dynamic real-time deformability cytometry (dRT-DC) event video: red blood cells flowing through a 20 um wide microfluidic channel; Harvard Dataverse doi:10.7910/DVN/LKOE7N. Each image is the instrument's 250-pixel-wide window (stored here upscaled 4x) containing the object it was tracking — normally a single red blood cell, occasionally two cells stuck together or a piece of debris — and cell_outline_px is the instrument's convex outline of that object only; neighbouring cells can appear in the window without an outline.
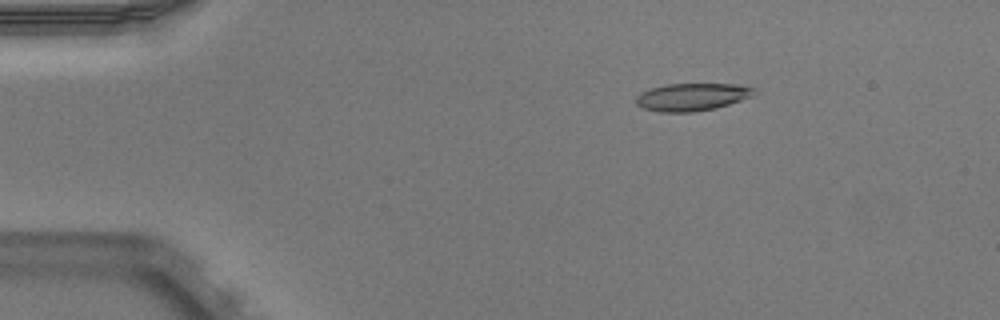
{"species": "Egyptian fruit bat (a non-hibernating species)", "species_latin": "Rousettus aegyptiacus", "temperature_condition": "warm", "stored_images_in_passage": 45, "camera_frame_rate_fps": 3000, "um_per_image_px": 0.085, "animal": {"sex": "male"}, "frame": {"image": 1, "passage_image": 2, "time_ms": 0.333, "image_size_px": [1000, 320], "cell_outline_px": [[756, 88], [752, 96], [716, 108], [692, 112], [660, 112], [640, 108], [636, 104], [636, 96], [640, 92], [652, 88], [668, 84], [736, 84]], "centroid_in_image_um": [58.78, 8.24], "position_along_channel_um": 26.2, "area_um2": 18.96}}
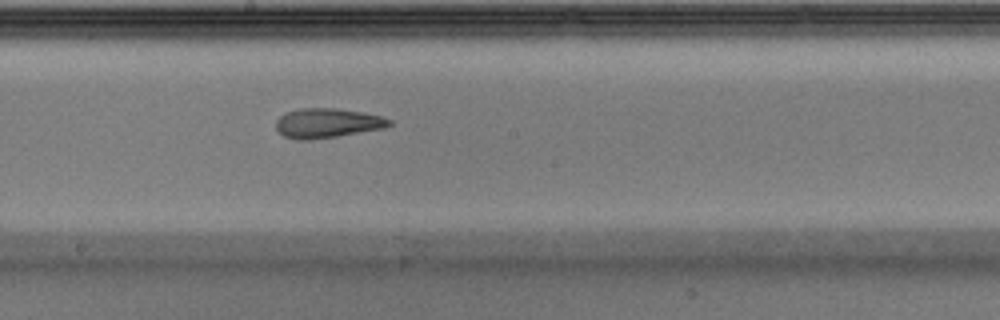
{"frame": {"image": 2, "passage_image": 22, "time_ms": 7.0, "image_size_px": [1000, 320], "cell_outline_px": [[392, 124], [384, 128], [336, 136], [308, 140], [296, 140], [284, 136], [276, 128], [276, 120], [280, 116], [288, 112], [300, 108], [332, 108], [364, 112], [384, 116], [392, 120]], "centroid_in_image_um": [27.84, 10.46], "position_along_channel_um": 220.4, "area_um2": 19.48}}
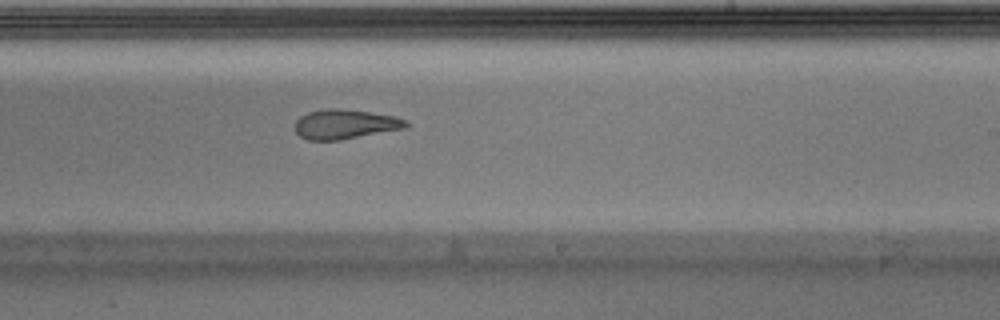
{"frame": {"image": 3, "passage_image": 25, "time_ms": 8.0, "image_size_px": [1000, 320], "cell_outline_px": [[412, 124], [408, 128], [340, 140], [308, 140], [300, 136], [296, 132], [296, 120], [300, 116], [308, 112], [328, 108], [340, 108], [396, 116], [408, 120]], "centroid_in_image_um": [29.4, 10.56], "position_along_channel_um": 259.6, "area_um2": 19.36}, "authors_computed_cell_mechanics": {"area_um2": 19.8832, "velocity_mm_per_s": 3.948, "shape_relaxation_time_tau1_ms": null, "shape_relaxation_time_tau2_ms": 2.7519, "deformation_change_tau1": null, "deformation_change_tau2": 0.1155}}